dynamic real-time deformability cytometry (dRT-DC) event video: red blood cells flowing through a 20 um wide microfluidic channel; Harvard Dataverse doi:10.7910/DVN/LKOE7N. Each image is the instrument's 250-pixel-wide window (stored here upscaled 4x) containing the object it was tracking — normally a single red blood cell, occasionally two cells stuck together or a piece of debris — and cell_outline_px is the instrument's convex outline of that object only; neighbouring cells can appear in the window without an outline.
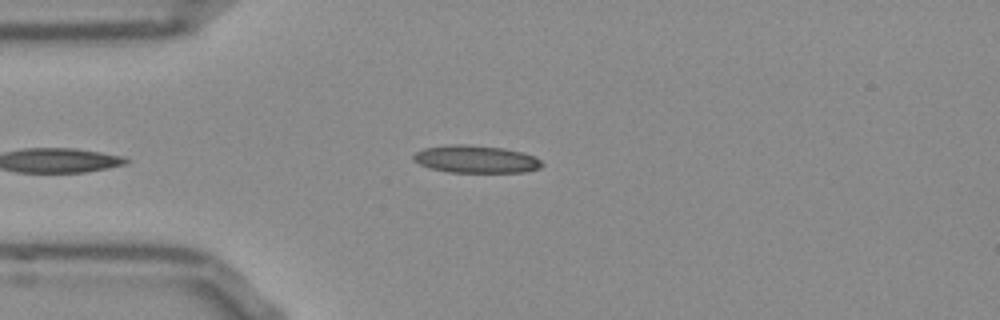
{"species": "Egyptian fruit bat (a non-hibernating species)", "species_latin": "Rousettus aegyptiacus", "temperature_condition": "room temperature", "stored_images_in_passage": 38, "camera_frame_rate_fps": 3000, "um_per_image_px": 0.085, "frame": {"image": 1, "passage_image": 1, "time_ms": 0.0, "image_size_px": [1000, 320], "cell_outline_px": [[544, 164], [540, 168], [524, 172], [448, 172], [428, 168], [420, 164], [412, 156], [416, 152], [424, 148], [452, 144], [460, 144], [504, 148], [524, 152], [536, 156]], "centroid_in_image_um": [40.49, 13.53], "position_along_channel_um": 44.5, "area_um2": 20.63}}
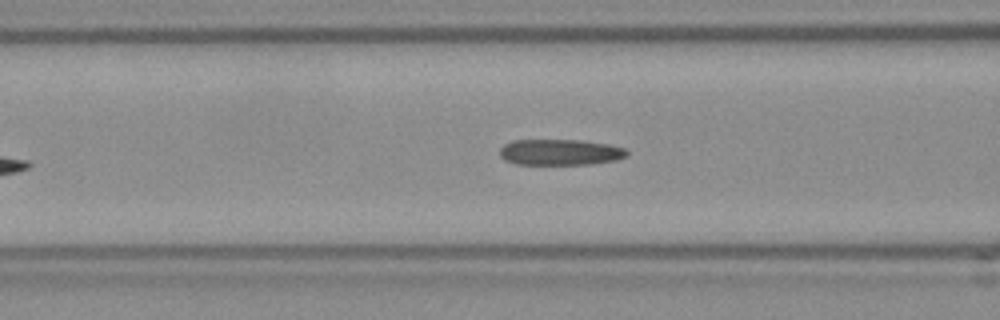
{"frame": {"image": 2, "passage_image": 8, "time_ms": 2.333, "image_size_px": [1000, 320], "cell_outline_px": [[628, 156], [616, 160], [592, 164], [516, 164], [504, 160], [500, 156], [500, 148], [504, 144], [512, 140], [580, 140], [608, 144], [624, 148], [628, 152]], "centroid_in_image_um": [47.6, 12.94], "position_along_channel_um": 119.0, "area_um2": 19.31}}
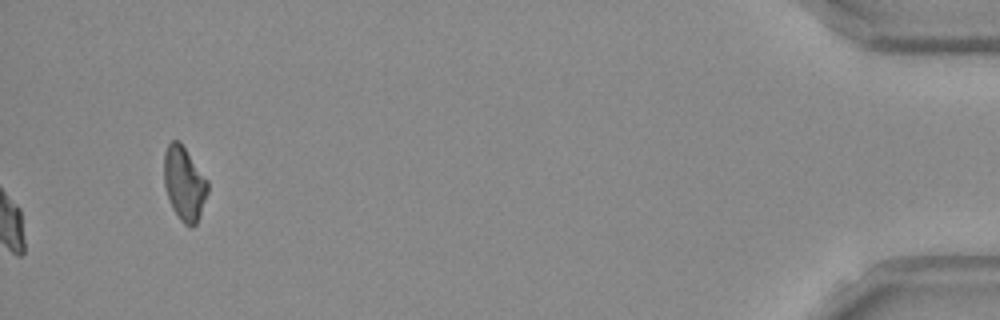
{"frame": {"image": 3, "passage_image": 38, "time_ms": 12.333, "image_size_px": [1000, 320], "cell_outline_px": [[208, 192], [200, 216], [196, 224], [192, 228], [184, 224], [180, 220], [172, 208], [164, 184], [164, 152], [168, 144], [172, 140], [180, 140], [208, 180]], "centroid_in_image_um": [15.67, 15.59], "position_along_channel_um": 419.5, "area_um2": 19.02}, "authors_computed_cell_mechanics": {"area_um2": 19.3052, "velocity_mm_per_s": 3.8109, "shape_relaxation_time_tau1_ms": null, "shape_relaxation_time_tau2_ms": 2.47, "deformation_change_tau1": null, "deformation_change_tau2": 0.1101}}